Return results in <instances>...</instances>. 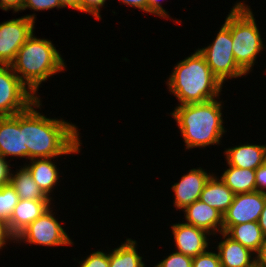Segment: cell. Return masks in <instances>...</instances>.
Masks as SVG:
<instances>
[{"label":"cell","instance_id":"9","mask_svg":"<svg viewBox=\"0 0 266 267\" xmlns=\"http://www.w3.org/2000/svg\"><path fill=\"white\" fill-rule=\"evenodd\" d=\"M50 209L46 210L39 218L23 229L16 236L15 241L20 239L30 244L44 246L71 245L73 242L54 218V214L51 213Z\"/></svg>","mask_w":266,"mask_h":267},{"label":"cell","instance_id":"27","mask_svg":"<svg viewBox=\"0 0 266 267\" xmlns=\"http://www.w3.org/2000/svg\"><path fill=\"white\" fill-rule=\"evenodd\" d=\"M80 267H109V254L96 251L81 261Z\"/></svg>","mask_w":266,"mask_h":267},{"label":"cell","instance_id":"24","mask_svg":"<svg viewBox=\"0 0 266 267\" xmlns=\"http://www.w3.org/2000/svg\"><path fill=\"white\" fill-rule=\"evenodd\" d=\"M18 201L19 196L10 183L0 187V219L8 222Z\"/></svg>","mask_w":266,"mask_h":267},{"label":"cell","instance_id":"10","mask_svg":"<svg viewBox=\"0 0 266 267\" xmlns=\"http://www.w3.org/2000/svg\"><path fill=\"white\" fill-rule=\"evenodd\" d=\"M266 203V193L254 191L235 194L234 200L223 214V232L232 225L258 222Z\"/></svg>","mask_w":266,"mask_h":267},{"label":"cell","instance_id":"4","mask_svg":"<svg viewBox=\"0 0 266 267\" xmlns=\"http://www.w3.org/2000/svg\"><path fill=\"white\" fill-rule=\"evenodd\" d=\"M11 67L22 83L35 95L42 81L64 70L65 65L51 41L37 39L32 34L18 50Z\"/></svg>","mask_w":266,"mask_h":267},{"label":"cell","instance_id":"14","mask_svg":"<svg viewBox=\"0 0 266 267\" xmlns=\"http://www.w3.org/2000/svg\"><path fill=\"white\" fill-rule=\"evenodd\" d=\"M50 201L19 199L8 221L10 232L16 237L23 229L50 208Z\"/></svg>","mask_w":266,"mask_h":267},{"label":"cell","instance_id":"37","mask_svg":"<svg viewBox=\"0 0 266 267\" xmlns=\"http://www.w3.org/2000/svg\"><path fill=\"white\" fill-rule=\"evenodd\" d=\"M62 7H71L73 9L81 11L82 0H59Z\"/></svg>","mask_w":266,"mask_h":267},{"label":"cell","instance_id":"11","mask_svg":"<svg viewBox=\"0 0 266 267\" xmlns=\"http://www.w3.org/2000/svg\"><path fill=\"white\" fill-rule=\"evenodd\" d=\"M212 175H208L202 168L191 169L182 176L179 183L172 186L175 193L174 204L178 209H185L200 199L202 190Z\"/></svg>","mask_w":266,"mask_h":267},{"label":"cell","instance_id":"35","mask_svg":"<svg viewBox=\"0 0 266 267\" xmlns=\"http://www.w3.org/2000/svg\"><path fill=\"white\" fill-rule=\"evenodd\" d=\"M148 12L161 17H167V12L159 4L158 0H148Z\"/></svg>","mask_w":266,"mask_h":267},{"label":"cell","instance_id":"3","mask_svg":"<svg viewBox=\"0 0 266 267\" xmlns=\"http://www.w3.org/2000/svg\"><path fill=\"white\" fill-rule=\"evenodd\" d=\"M221 104L213 99L176 107L171 115L178 123L186 148L219 144L225 132L222 126Z\"/></svg>","mask_w":266,"mask_h":267},{"label":"cell","instance_id":"34","mask_svg":"<svg viewBox=\"0 0 266 267\" xmlns=\"http://www.w3.org/2000/svg\"><path fill=\"white\" fill-rule=\"evenodd\" d=\"M255 267H266V236L260 245L259 250L256 252Z\"/></svg>","mask_w":266,"mask_h":267},{"label":"cell","instance_id":"25","mask_svg":"<svg viewBox=\"0 0 266 267\" xmlns=\"http://www.w3.org/2000/svg\"><path fill=\"white\" fill-rule=\"evenodd\" d=\"M193 258L182 253L175 252L170 254L155 267H192Z\"/></svg>","mask_w":266,"mask_h":267},{"label":"cell","instance_id":"12","mask_svg":"<svg viewBox=\"0 0 266 267\" xmlns=\"http://www.w3.org/2000/svg\"><path fill=\"white\" fill-rule=\"evenodd\" d=\"M171 228L178 249L176 252L194 258L208 248L206 234L209 233L206 230L187 223L174 224Z\"/></svg>","mask_w":266,"mask_h":267},{"label":"cell","instance_id":"31","mask_svg":"<svg viewBox=\"0 0 266 267\" xmlns=\"http://www.w3.org/2000/svg\"><path fill=\"white\" fill-rule=\"evenodd\" d=\"M9 170L11 169L8 162L0 156V187L10 183L11 173Z\"/></svg>","mask_w":266,"mask_h":267},{"label":"cell","instance_id":"23","mask_svg":"<svg viewBox=\"0 0 266 267\" xmlns=\"http://www.w3.org/2000/svg\"><path fill=\"white\" fill-rule=\"evenodd\" d=\"M135 245L136 241L127 239L124 244L109 253V267H144Z\"/></svg>","mask_w":266,"mask_h":267},{"label":"cell","instance_id":"8","mask_svg":"<svg viewBox=\"0 0 266 267\" xmlns=\"http://www.w3.org/2000/svg\"><path fill=\"white\" fill-rule=\"evenodd\" d=\"M35 15L12 19L0 24V65H11L18 50L33 34Z\"/></svg>","mask_w":266,"mask_h":267},{"label":"cell","instance_id":"33","mask_svg":"<svg viewBox=\"0 0 266 267\" xmlns=\"http://www.w3.org/2000/svg\"><path fill=\"white\" fill-rule=\"evenodd\" d=\"M25 0H0V8L7 11L13 9L18 12L23 8Z\"/></svg>","mask_w":266,"mask_h":267},{"label":"cell","instance_id":"28","mask_svg":"<svg viewBox=\"0 0 266 267\" xmlns=\"http://www.w3.org/2000/svg\"><path fill=\"white\" fill-rule=\"evenodd\" d=\"M55 7L57 8L62 7L59 0H25L23 8L21 10L30 8L35 11H38V10L52 9Z\"/></svg>","mask_w":266,"mask_h":267},{"label":"cell","instance_id":"15","mask_svg":"<svg viewBox=\"0 0 266 267\" xmlns=\"http://www.w3.org/2000/svg\"><path fill=\"white\" fill-rule=\"evenodd\" d=\"M187 224L206 230L209 234L212 231L223 232V214L217 209L205 204L201 200L193 202L184 209ZM219 227V228H218Z\"/></svg>","mask_w":266,"mask_h":267},{"label":"cell","instance_id":"1","mask_svg":"<svg viewBox=\"0 0 266 267\" xmlns=\"http://www.w3.org/2000/svg\"><path fill=\"white\" fill-rule=\"evenodd\" d=\"M40 98L20 112V131H23V157L54 158L63 154L78 153V130L63 120L46 118L35 111Z\"/></svg>","mask_w":266,"mask_h":267},{"label":"cell","instance_id":"32","mask_svg":"<svg viewBox=\"0 0 266 267\" xmlns=\"http://www.w3.org/2000/svg\"><path fill=\"white\" fill-rule=\"evenodd\" d=\"M16 240L15 236L10 232L8 222L0 219V249L6 243L7 239Z\"/></svg>","mask_w":266,"mask_h":267},{"label":"cell","instance_id":"5","mask_svg":"<svg viewBox=\"0 0 266 267\" xmlns=\"http://www.w3.org/2000/svg\"><path fill=\"white\" fill-rule=\"evenodd\" d=\"M230 31L235 61L247 74L257 54L263 49V44L250 8L241 2L230 12Z\"/></svg>","mask_w":266,"mask_h":267},{"label":"cell","instance_id":"19","mask_svg":"<svg viewBox=\"0 0 266 267\" xmlns=\"http://www.w3.org/2000/svg\"><path fill=\"white\" fill-rule=\"evenodd\" d=\"M50 159L52 158L31 159L32 164L25 166L31 173L33 180L47 196L59 178L56 165Z\"/></svg>","mask_w":266,"mask_h":267},{"label":"cell","instance_id":"38","mask_svg":"<svg viewBox=\"0 0 266 267\" xmlns=\"http://www.w3.org/2000/svg\"><path fill=\"white\" fill-rule=\"evenodd\" d=\"M259 226L264 234V236H266V203L264 205V208L260 214V218H259Z\"/></svg>","mask_w":266,"mask_h":267},{"label":"cell","instance_id":"7","mask_svg":"<svg viewBox=\"0 0 266 267\" xmlns=\"http://www.w3.org/2000/svg\"><path fill=\"white\" fill-rule=\"evenodd\" d=\"M37 99L14 73L11 65H0V117L23 112Z\"/></svg>","mask_w":266,"mask_h":267},{"label":"cell","instance_id":"20","mask_svg":"<svg viewBox=\"0 0 266 267\" xmlns=\"http://www.w3.org/2000/svg\"><path fill=\"white\" fill-rule=\"evenodd\" d=\"M10 184L14 187L19 199L51 201L33 180L31 173L23 167L15 175L11 173Z\"/></svg>","mask_w":266,"mask_h":267},{"label":"cell","instance_id":"26","mask_svg":"<svg viewBox=\"0 0 266 267\" xmlns=\"http://www.w3.org/2000/svg\"><path fill=\"white\" fill-rule=\"evenodd\" d=\"M192 267H221L219 254L205 251L193 258Z\"/></svg>","mask_w":266,"mask_h":267},{"label":"cell","instance_id":"17","mask_svg":"<svg viewBox=\"0 0 266 267\" xmlns=\"http://www.w3.org/2000/svg\"><path fill=\"white\" fill-rule=\"evenodd\" d=\"M221 234L224 238L218 245L221 267H255V259L250 260L252 251L249 248L233 240L225 232Z\"/></svg>","mask_w":266,"mask_h":267},{"label":"cell","instance_id":"29","mask_svg":"<svg viewBox=\"0 0 266 267\" xmlns=\"http://www.w3.org/2000/svg\"><path fill=\"white\" fill-rule=\"evenodd\" d=\"M105 1L106 0H82L81 12L91 13L94 17L100 20L101 16L99 14V7H102Z\"/></svg>","mask_w":266,"mask_h":267},{"label":"cell","instance_id":"21","mask_svg":"<svg viewBox=\"0 0 266 267\" xmlns=\"http://www.w3.org/2000/svg\"><path fill=\"white\" fill-rule=\"evenodd\" d=\"M225 233L244 247L249 248L252 252L259 250L265 237L258 222L232 225Z\"/></svg>","mask_w":266,"mask_h":267},{"label":"cell","instance_id":"30","mask_svg":"<svg viewBox=\"0 0 266 267\" xmlns=\"http://www.w3.org/2000/svg\"><path fill=\"white\" fill-rule=\"evenodd\" d=\"M256 191L266 193V162L255 170Z\"/></svg>","mask_w":266,"mask_h":267},{"label":"cell","instance_id":"22","mask_svg":"<svg viewBox=\"0 0 266 267\" xmlns=\"http://www.w3.org/2000/svg\"><path fill=\"white\" fill-rule=\"evenodd\" d=\"M220 179L234 192V194L256 191L255 170L242 169L229 165Z\"/></svg>","mask_w":266,"mask_h":267},{"label":"cell","instance_id":"13","mask_svg":"<svg viewBox=\"0 0 266 267\" xmlns=\"http://www.w3.org/2000/svg\"><path fill=\"white\" fill-rule=\"evenodd\" d=\"M0 156L23 157V131H20V113L0 117Z\"/></svg>","mask_w":266,"mask_h":267},{"label":"cell","instance_id":"6","mask_svg":"<svg viewBox=\"0 0 266 267\" xmlns=\"http://www.w3.org/2000/svg\"><path fill=\"white\" fill-rule=\"evenodd\" d=\"M199 52L205 57L212 73L222 84L227 77L236 78L246 74L236 63L232 51L230 13L213 43L206 48L199 49Z\"/></svg>","mask_w":266,"mask_h":267},{"label":"cell","instance_id":"18","mask_svg":"<svg viewBox=\"0 0 266 267\" xmlns=\"http://www.w3.org/2000/svg\"><path fill=\"white\" fill-rule=\"evenodd\" d=\"M234 197V192L221 179L212 175L202 190L199 200L224 214Z\"/></svg>","mask_w":266,"mask_h":267},{"label":"cell","instance_id":"16","mask_svg":"<svg viewBox=\"0 0 266 267\" xmlns=\"http://www.w3.org/2000/svg\"><path fill=\"white\" fill-rule=\"evenodd\" d=\"M228 165L256 170L266 162V145H241L225 151Z\"/></svg>","mask_w":266,"mask_h":267},{"label":"cell","instance_id":"2","mask_svg":"<svg viewBox=\"0 0 266 267\" xmlns=\"http://www.w3.org/2000/svg\"><path fill=\"white\" fill-rule=\"evenodd\" d=\"M167 83L180 105L213 100L222 88L199 50L175 66Z\"/></svg>","mask_w":266,"mask_h":267},{"label":"cell","instance_id":"36","mask_svg":"<svg viewBox=\"0 0 266 267\" xmlns=\"http://www.w3.org/2000/svg\"><path fill=\"white\" fill-rule=\"evenodd\" d=\"M121 3L133 6L148 13V0H120Z\"/></svg>","mask_w":266,"mask_h":267}]
</instances>
